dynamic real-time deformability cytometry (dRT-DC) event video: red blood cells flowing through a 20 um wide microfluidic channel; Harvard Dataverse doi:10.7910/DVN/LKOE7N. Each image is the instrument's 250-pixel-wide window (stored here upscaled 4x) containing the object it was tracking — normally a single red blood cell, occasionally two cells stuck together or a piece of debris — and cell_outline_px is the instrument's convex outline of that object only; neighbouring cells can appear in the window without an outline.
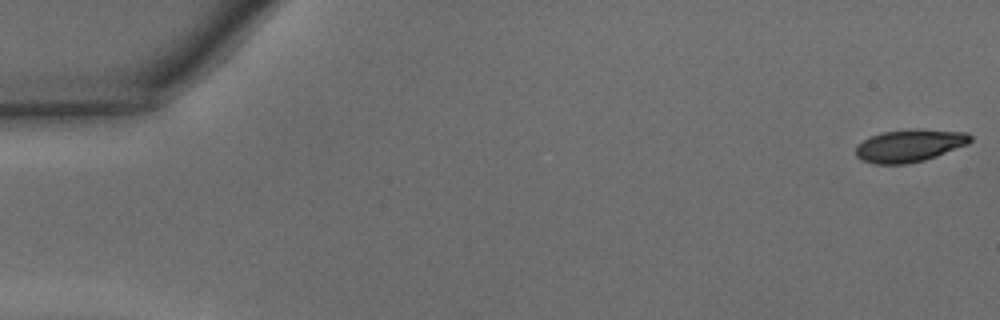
{"species": "common noctule bat (a hibernating species)", "species_latin": "Nyctalus noctula", "temperature_condition": "warm", "stored_images_in_passage": 47, "camera_frame_rate_fps": 3000, "um_per_image_px": 0.085, "animal": {"sex": "male", "body_mass_g": 15.6}, "frame": {"image": 1, "passage_image": 1, "time_ms": 0.0, "image_size_px": [1000, 320], "cell_outline_px": [[972, 140], [968, 144], [936, 156], [924, 160], [908, 164], [876, 164], [860, 160], [856, 156], [856, 144], [872, 136], [884, 132], [968, 132], [972, 136]], "centroid_in_image_um": [77.26, 12.45], "position_along_channel_um": 7.7, "area_um2": 20.63}}
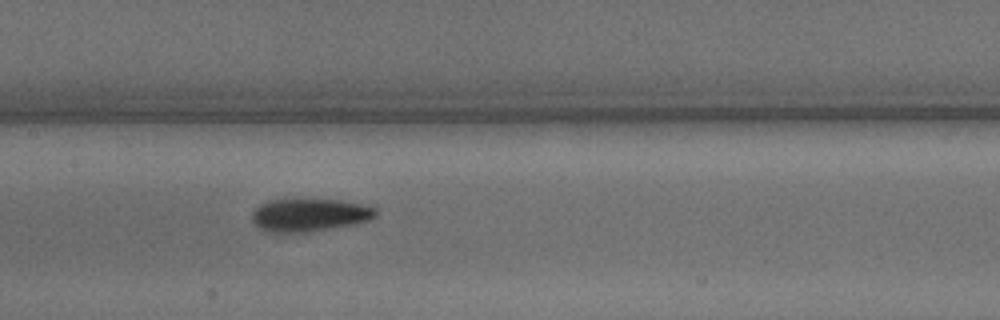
{"frame": {"image": 2, "passage_image": 23, "time_ms": 7.333, "image_size_px": [1000, 320], "cell_outline_px": [[376, 216], [368, 220], [352, 224], [312, 232], [264, 232], [256, 228], [252, 224], [252, 212], [260, 204], [268, 200], [340, 200], [360, 204], [376, 208]], "centroid_in_image_um": [26.23, 18.29], "position_along_channel_um": 181.2, "area_um2": 23.7}}
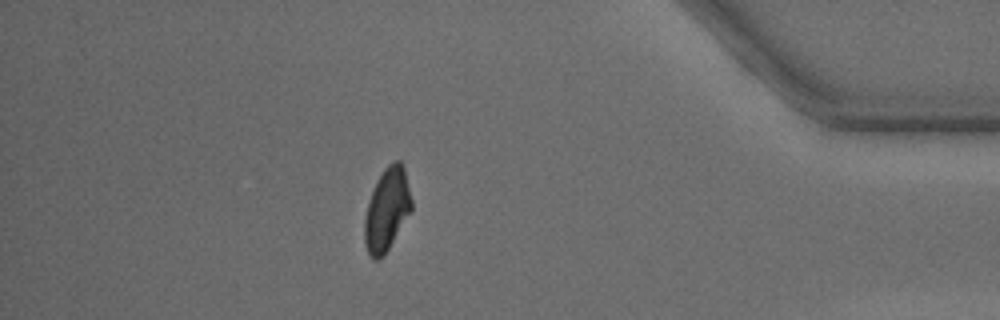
{"frame": {"image": 3, "passage_image": 41, "time_ms": 13.333, "image_size_px": [1000, 320], "cell_outline_px": [[412, 208], [384, 256], [380, 260], [372, 260], [368, 256], [364, 244], [364, 220], [368, 200], [376, 180], [384, 168], [392, 160], [400, 160], [404, 164], [412, 200]], "centroid_in_image_um": [32.86, 17.8], "position_along_channel_um": 402.3, "area_um2": 23.06}, "authors_computed_cell_mechanics": {"area_um2": 23.12, "velocity_mm_per_s": 4.3513, "shape_relaxation_time_tau1_ms": 2.8794, "shape_relaxation_time_tau2_ms": 2.2859, "deformation_change_tau1": 0.1328, "deformation_change_tau2": 0.0844}}